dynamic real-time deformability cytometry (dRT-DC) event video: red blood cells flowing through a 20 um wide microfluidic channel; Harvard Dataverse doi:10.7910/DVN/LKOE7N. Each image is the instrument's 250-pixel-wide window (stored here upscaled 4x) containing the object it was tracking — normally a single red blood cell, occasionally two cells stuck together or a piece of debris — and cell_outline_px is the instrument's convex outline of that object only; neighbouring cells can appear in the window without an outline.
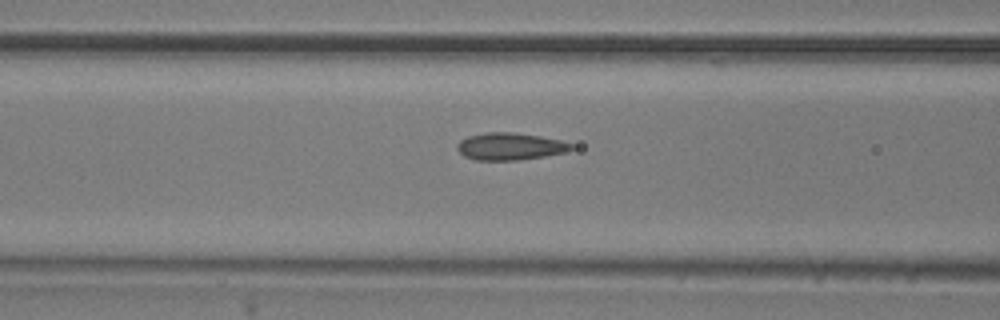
{"species": "common noctule bat (a hibernating species)", "species_latin": "Nyctalus noctula", "temperature_condition": "room temperature", "stored_images_in_passage": 4, "camera_frame_rate_fps": 3000, "um_per_image_px": 0.085, "animal": {"sex": "male", "body_mass_g": 20.5, "forearm_length_mm": 52.5}, "frame": {"image": 1, "passage_image": 4, "time_ms": 1.0, "image_size_px": [1000, 320], "cell_outline_px": [[576, 148], [568, 152], [544, 156], [516, 160], [476, 160], [464, 156], [456, 148], [456, 144], [460, 140], [468, 136], [488, 132], [512, 132], [540, 136], [560, 140], [572, 144]], "centroid_in_image_um": [43.37, 12.44], "position_along_channel_um": 123.2, "area_um2": 18.15}}